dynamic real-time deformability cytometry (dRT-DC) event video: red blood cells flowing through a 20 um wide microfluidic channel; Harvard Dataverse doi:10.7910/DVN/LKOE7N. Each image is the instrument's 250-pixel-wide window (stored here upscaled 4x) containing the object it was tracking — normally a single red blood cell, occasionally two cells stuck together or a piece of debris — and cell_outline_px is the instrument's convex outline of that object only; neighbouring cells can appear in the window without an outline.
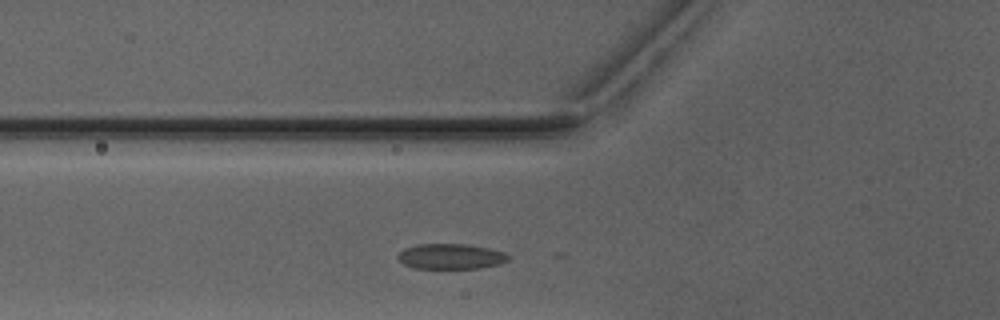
{"species": "Egyptian fruit bat (a non-hibernating species)", "species_latin": "Rousettus aegyptiacus", "temperature_condition": "warm", "stored_images_in_passage": 4, "camera_frame_rate_fps": 3000, "um_per_image_px": 0.085, "animal": {"sex": "male"}, "frame": {"image": 1, "passage_image": 4, "time_ms": 4.333, "image_size_px": [1000, 320], "cell_outline_px": [[508, 260], [500, 264], [480, 268], [412, 268], [404, 264], [396, 256], [404, 248], [416, 244], [468, 244], [488, 248], [504, 252], [508, 256]], "centroid_in_image_um": [38.3, 21.79], "position_along_channel_um": 87.5, "area_um2": 16.3}}